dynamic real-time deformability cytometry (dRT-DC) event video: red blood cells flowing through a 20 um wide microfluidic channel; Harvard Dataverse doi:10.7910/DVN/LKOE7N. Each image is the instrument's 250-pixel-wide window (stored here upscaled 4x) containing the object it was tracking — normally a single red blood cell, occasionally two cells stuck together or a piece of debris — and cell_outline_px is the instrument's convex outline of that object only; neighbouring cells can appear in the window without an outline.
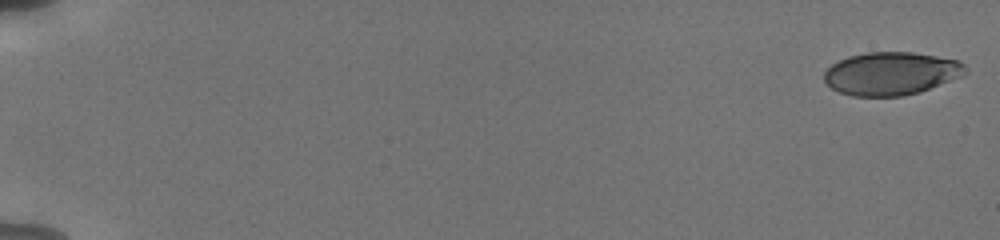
{"species": "human", "species_latin": "Homo sapiens", "temperature_condition": "cold", "stored_images_in_passage": 56, "camera_frame_rate_fps": 3000, "um_per_image_px": 0.085, "donor": {"sex": "male"}, "frame": {"image": 1, "passage_image": 1, "time_ms": 0.0, "image_size_px": [1000, 240], "cell_outline_px": [[968, 72], [960, 76], [920, 92], [900, 96], [852, 96], [840, 92], [832, 88], [824, 80], [824, 72], [832, 64], [848, 56], [868, 52], [912, 52], [960, 60], [968, 68]], "centroid_in_image_um": [75.76, 6.24], "position_along_channel_um": 9.2, "area_um2": 35.32}}
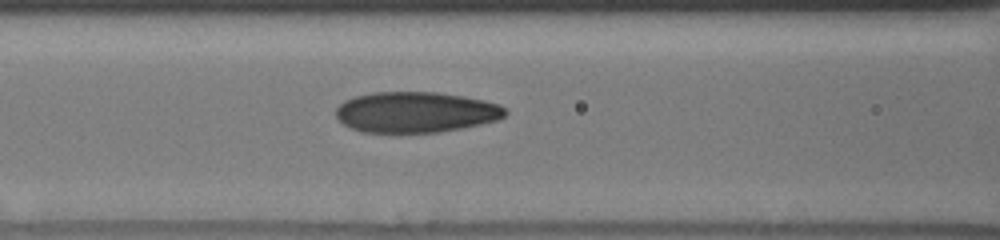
{"frame": {"image": 2, "passage_image": 26, "time_ms": 8.333, "image_size_px": [1000, 240], "cell_outline_px": [[508, 112], [504, 116], [496, 120], [480, 124], [460, 128], [436, 132], [360, 132], [348, 128], [336, 116], [336, 108], [344, 100], [356, 96], [372, 92], [436, 92], [464, 96], [484, 100], [500, 104]], "centroid_in_image_um": [35.31, 9.53], "position_along_channel_um": 131.3, "area_um2": 40.17}}
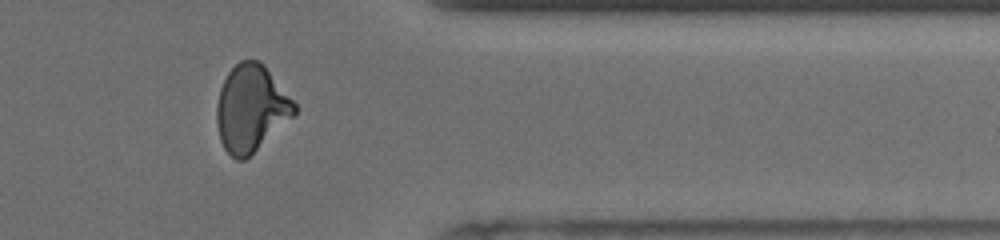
{"frame": {"image": 3, "passage_image": 47, "time_ms": 15.333, "image_size_px": [1000, 240], "cell_outline_px": [[296, 112], [292, 116], [244, 160], [236, 160], [224, 148], [220, 140], [216, 120], [216, 104], [220, 88], [228, 72], [240, 60], [260, 60], [264, 64], [296, 104]], "centroid_in_image_um": [21.3, 9.18], "position_along_channel_um": 390.1, "area_um2": 38.67}, "authors_computed_cell_mechanics": {"area_um2": 38.437, "velocity_mm_per_s": 3.816, "shape_relaxation_time_tau1_ms": 4.4937, "shape_relaxation_time_tau2_ms": 1.5086, "deformation_change_tau1": 0.1441, "deformation_change_tau2": 0.072}}